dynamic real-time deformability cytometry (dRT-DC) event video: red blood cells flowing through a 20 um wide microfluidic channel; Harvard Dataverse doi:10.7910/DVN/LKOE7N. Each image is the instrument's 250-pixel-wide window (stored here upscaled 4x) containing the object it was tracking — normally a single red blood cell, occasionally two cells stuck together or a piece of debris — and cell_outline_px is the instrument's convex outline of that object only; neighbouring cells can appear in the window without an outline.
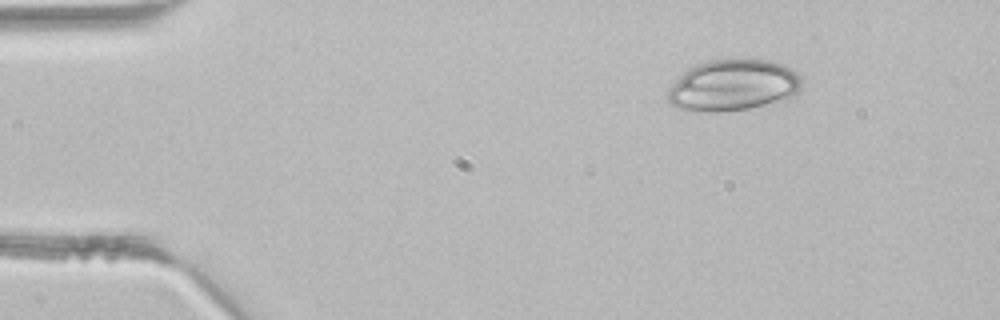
{"species": "common noctule bat (a hibernating species)", "species_latin": "Nyctalus noctula", "temperature_condition": "room temperature", "stored_images_in_passage": 3, "camera_frame_rate_fps": 3000, "um_per_image_px": 0.085, "animal": {"sex": "male", "body_mass_g": 21.5, "forearm_length_mm": 52.0}, "frame": {"image": 1, "passage_image": 1, "time_ms": 0.0, "image_size_px": [1000, 320], "cell_outline_px": [[800, 88], [788, 100], [748, 108], [720, 112], [692, 112], [680, 108], [672, 104], [668, 100], [668, 88], [688, 68], [696, 64], [708, 60], [740, 56], [772, 60], [784, 64], [792, 68], [800, 76]], "centroid_in_image_um": [62.33, 7.21], "position_along_channel_um": 22.7, "area_um2": 41.1}}